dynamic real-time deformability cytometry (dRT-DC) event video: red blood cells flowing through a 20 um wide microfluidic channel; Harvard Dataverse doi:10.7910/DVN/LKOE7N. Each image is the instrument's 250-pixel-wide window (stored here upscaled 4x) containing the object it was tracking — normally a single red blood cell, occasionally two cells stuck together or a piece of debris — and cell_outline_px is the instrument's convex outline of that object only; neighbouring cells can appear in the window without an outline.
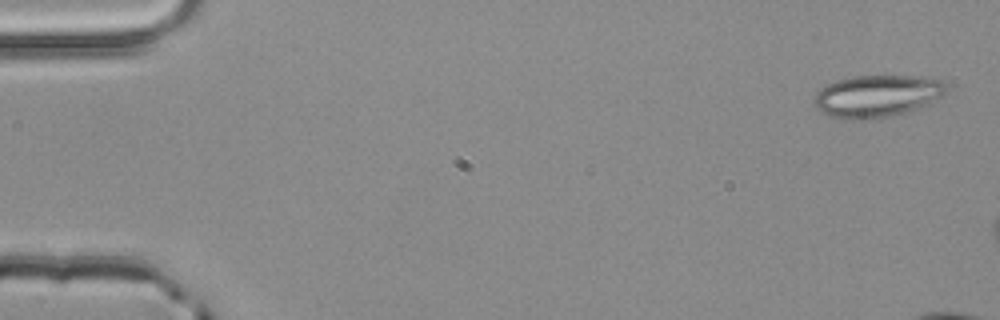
{"species": "common noctule bat (a hibernating species)", "species_latin": "Nyctalus noctula", "temperature_condition": "room temperature", "stored_images_in_passage": 3, "camera_frame_rate_fps": 3000, "um_per_image_px": 0.085, "animal": {"sex": "male", "body_mass_g": 20.4}, "frame": {"image": 1, "passage_image": 1, "time_ms": 0.0, "image_size_px": [1000, 320], "cell_outline_px": [[948, 92], [928, 104], [904, 112], [884, 116], [828, 116], [820, 112], [816, 108], [816, 92], [820, 88], [836, 80], [852, 76], [912, 76], [944, 80], [948, 88]], "centroid_in_image_um": [74.6, 8.1], "position_along_channel_um": 10.4, "area_um2": 31.33}}